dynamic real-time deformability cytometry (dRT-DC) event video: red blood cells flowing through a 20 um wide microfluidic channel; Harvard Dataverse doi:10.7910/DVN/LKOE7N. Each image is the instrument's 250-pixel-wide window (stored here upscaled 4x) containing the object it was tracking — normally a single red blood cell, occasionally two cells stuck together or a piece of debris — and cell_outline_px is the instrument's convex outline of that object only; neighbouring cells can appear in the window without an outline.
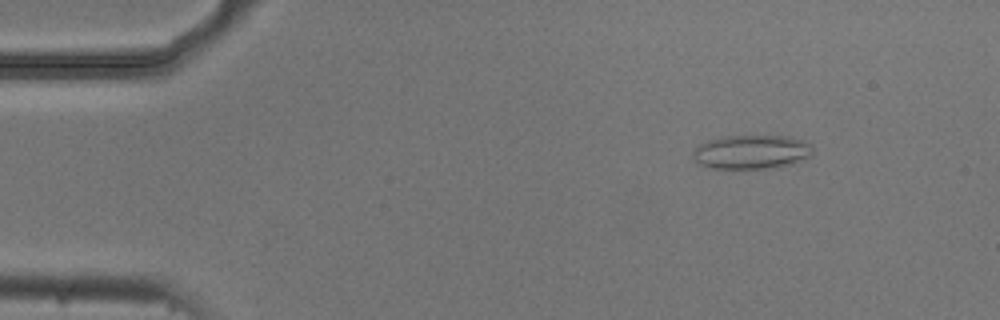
{"species": "common noctule bat (a hibernating species)", "species_latin": "Nyctalus noctula", "temperature_condition": "cold", "stored_images_in_passage": 4, "camera_frame_rate_fps": 3000, "um_per_image_px": 0.085, "animal": {"sex": "male", "body_mass_g": 20.5, "forearm_length_mm": 52.5}, "frame": {"image": 1, "passage_image": 1, "time_ms": 0.0, "image_size_px": [1000, 320], "cell_outline_px": [[812, 156], [788, 164], [772, 168], [708, 168], [692, 160], [692, 152], [700, 144], [708, 140], [724, 136], [788, 136], [804, 140], [812, 144]], "centroid_in_image_um": [63.86, 12.91], "position_along_channel_um": 21.1, "area_um2": 23.81}}